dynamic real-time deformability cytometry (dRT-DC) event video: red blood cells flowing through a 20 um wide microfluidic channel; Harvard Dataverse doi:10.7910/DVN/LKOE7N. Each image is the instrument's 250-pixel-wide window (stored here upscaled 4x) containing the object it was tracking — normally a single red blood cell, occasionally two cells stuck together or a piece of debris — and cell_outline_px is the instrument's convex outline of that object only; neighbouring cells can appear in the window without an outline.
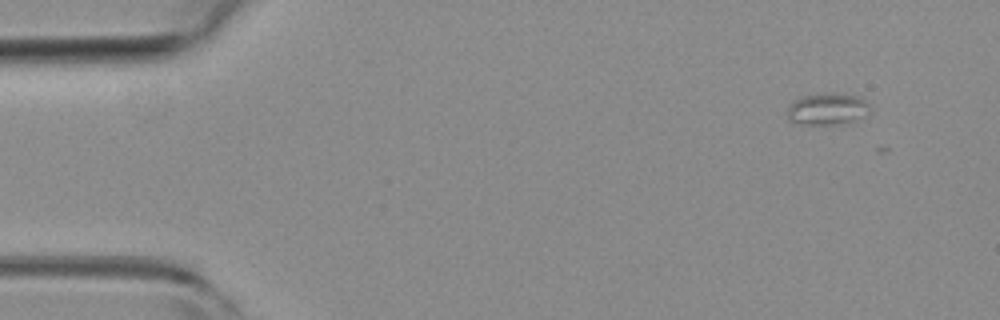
{"species": "common noctule bat (a hibernating species)", "species_latin": "Nyctalus noctula", "temperature_condition": "room temperature", "stored_images_in_passage": 5, "camera_frame_rate_fps": 3000, "um_per_image_px": 0.085, "animal": {"sex": "female", "body_mass_g": 19.3, "forearm_length_mm": 54.1}, "frame": {"image": 1, "passage_image": 2, "time_ms": 0.333, "image_size_px": [1000, 320], "cell_outline_px": [[868, 104], [852, 120], [836, 124], [808, 124], [788, 120], [788, 108], [800, 96], [828, 92], [832, 92], [860, 96]], "centroid_in_image_um": [70.21, 9.22], "position_along_channel_um": 14.8, "area_um2": 14.45}}
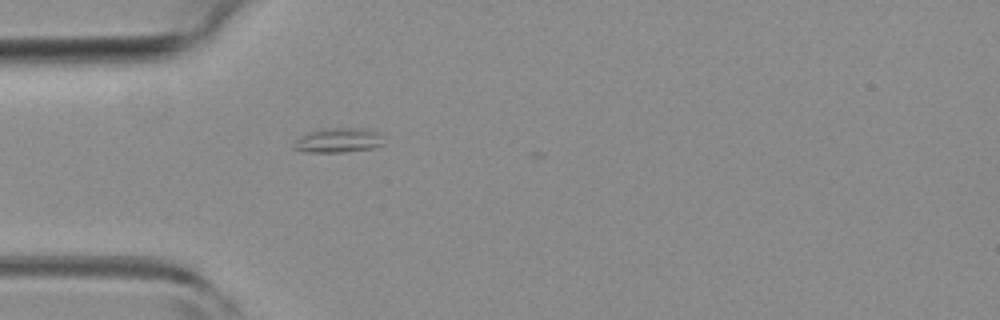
{"frame": {"image": 2, "passage_image": 5, "time_ms": 1.333, "image_size_px": [1000, 320], "cell_outline_px": [[384, 144], [376, 148], [344, 152], [304, 152], [292, 148], [292, 144], [304, 132], [316, 128], [360, 128], [376, 132], [380, 136]], "centroid_in_image_um": [28.67, 11.92], "position_along_channel_um": 56.3, "area_um2": 13.18}}